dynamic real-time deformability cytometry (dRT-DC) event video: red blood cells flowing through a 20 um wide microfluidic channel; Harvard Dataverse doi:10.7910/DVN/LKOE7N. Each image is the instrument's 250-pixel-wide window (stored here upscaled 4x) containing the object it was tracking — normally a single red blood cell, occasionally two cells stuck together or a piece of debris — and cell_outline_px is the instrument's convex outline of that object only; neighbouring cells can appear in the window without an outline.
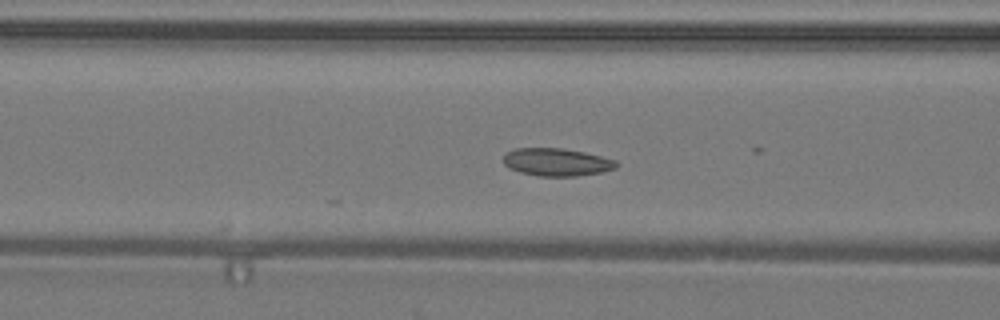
{"species": "common noctule bat (a hibernating species)", "species_latin": "Nyctalus noctula", "temperature_condition": "warm", "stored_images_in_passage": 14, "camera_frame_rate_fps": 3000, "um_per_image_px": 0.085, "animal": {"sex": "male", "body_mass_g": 19.2, "forearm_length_mm": 51.8}, "frame": {"image": 1, "passage_image": 10, "time_ms": 3.0, "image_size_px": [1000, 320], "cell_outline_px": [[620, 164], [616, 168], [600, 172], [576, 176], [540, 176], [520, 172], [504, 164], [504, 156], [508, 152], [516, 148], [560, 148], [584, 152], [616, 160]], "centroid_in_image_um": [47.35, 13.78], "position_along_channel_um": 119.2, "area_um2": 18.03}}